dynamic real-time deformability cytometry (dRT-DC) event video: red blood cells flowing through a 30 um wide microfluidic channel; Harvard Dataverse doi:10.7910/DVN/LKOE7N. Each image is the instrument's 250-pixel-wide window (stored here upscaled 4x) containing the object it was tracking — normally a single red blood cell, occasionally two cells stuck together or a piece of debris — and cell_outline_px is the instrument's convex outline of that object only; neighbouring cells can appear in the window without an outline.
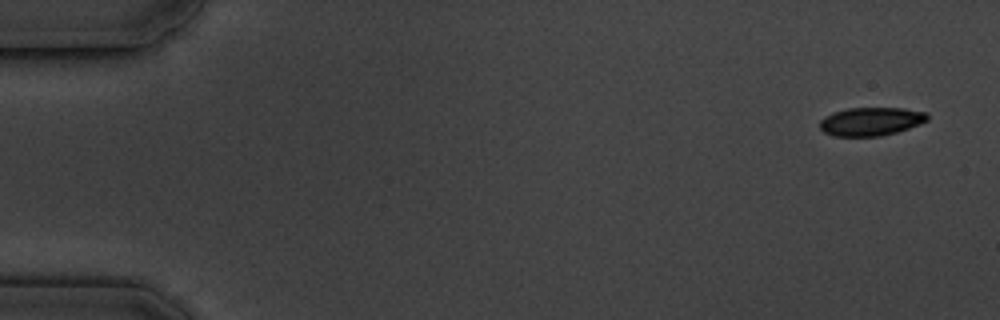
{"species": "common noctule bat (a hibernating species)", "species_latin": "Nyctalus noctula", "temperature_condition": "cold", "stored_images_in_passage": 15, "camera_frame_rate_fps": 3000, "um_per_image_px": 0.085, "animal": {"sex": "male", "body_mass_g": 19.5, "forearm_length_mm": 54.6}, "frame": {"image": 1, "passage_image": 1, "time_ms": 0.0, "image_size_px": [1000, 320], "cell_outline_px": [[928, 120], [920, 124], [896, 132], [880, 136], [832, 136], [824, 132], [820, 128], [820, 120], [824, 116], [832, 112], [848, 108], [904, 108], [928, 112]], "centroid_in_image_um": [74.02, 10.31], "position_along_channel_um": 11.0, "area_um2": 17.92}}
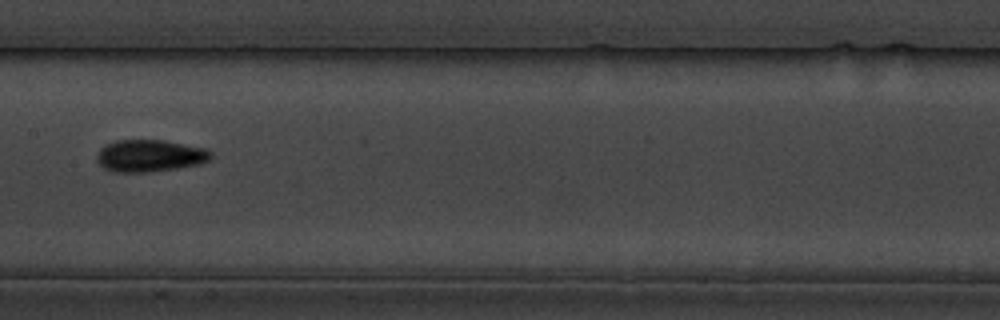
{"frame": {"image": 2, "passage_image": 8, "time_ms": 9.0, "image_size_px": [1000, 320], "cell_outline_px": [[212, 156], [208, 160], [200, 164], [176, 168], [148, 172], [112, 172], [104, 168], [96, 160], [96, 156], [100, 148], [116, 140], [164, 140], [208, 148], [212, 152]], "centroid_in_image_um": [12.74, 13.23], "position_along_channel_um": 194.7, "area_um2": 21.44}}
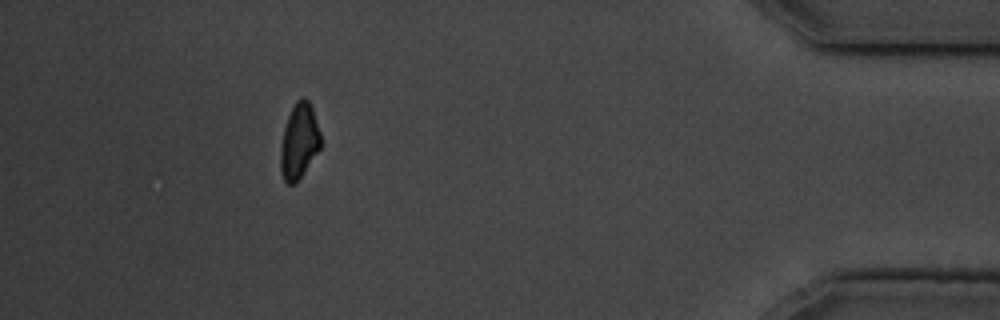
{"frame": {"image": 3, "passage_image": 14, "time_ms": 16.667, "image_size_px": [1000, 320], "cell_outline_px": [[320, 148], [296, 184], [288, 184], [284, 180], [280, 168], [280, 148], [284, 128], [288, 116], [296, 100], [300, 96], [304, 96], [308, 100], [312, 108], [320, 132]], "centroid_in_image_um": [25.41, 12.0], "position_along_channel_um": 409.8, "area_um2": 17.57}, "authors_computed_cell_mechanics": {"area_um2": 19.1896, "velocity_mm_per_s": 3.4862, "shape_relaxation_time_tau1_ms": 1.977, "shape_relaxation_time_tau2_ms": null, "deformation_change_tau1": 0.0718, "deformation_change_tau2": null}}